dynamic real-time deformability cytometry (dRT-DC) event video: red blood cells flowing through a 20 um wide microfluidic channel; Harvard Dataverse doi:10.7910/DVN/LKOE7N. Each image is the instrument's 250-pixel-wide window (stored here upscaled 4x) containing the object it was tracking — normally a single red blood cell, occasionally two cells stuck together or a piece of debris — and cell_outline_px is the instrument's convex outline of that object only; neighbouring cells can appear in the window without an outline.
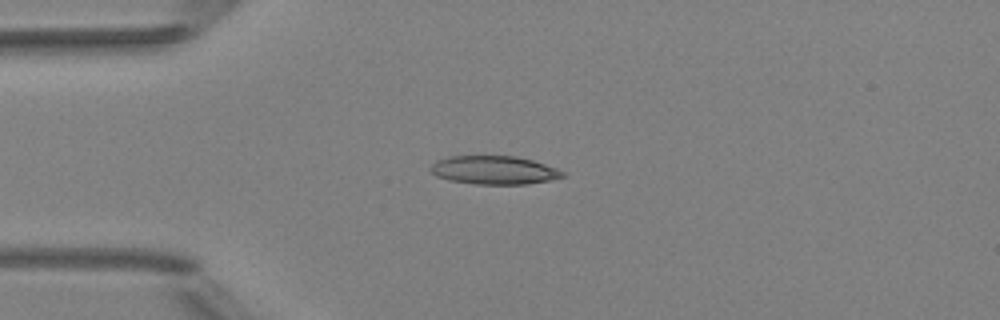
{"species": "Egyptian fruit bat (a non-hibernating species)", "species_latin": "Rousettus aegyptiacus", "temperature_condition": "room temperature", "stored_images_in_passage": 5, "camera_frame_rate_fps": 3000, "um_per_image_px": 0.085, "animal": {"sex": "female"}, "frame": {"image": 1, "passage_image": 3, "time_ms": 2.667, "image_size_px": [1000, 320], "cell_outline_px": [[564, 176], [548, 180], [528, 184], [476, 184], [448, 180], [436, 176], [428, 168], [436, 160], [448, 156], [516, 156], [532, 160], [556, 168], [564, 172]], "centroid_in_image_um": [41.94, 14.45], "position_along_channel_um": 43.1, "area_um2": 21.85}}
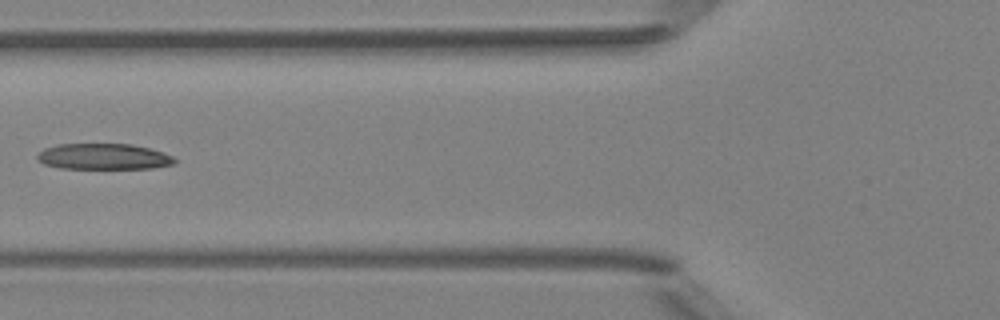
{"frame": {"image": 2, "passage_image": 5, "time_ms": 5.0, "image_size_px": [1000, 320], "cell_outline_px": [[176, 160], [172, 164], [152, 168], [60, 168], [44, 164], [36, 156], [44, 148], [56, 144], [132, 144], [164, 152], [172, 156]], "centroid_in_image_um": [8.8, 13.3], "position_along_channel_um": 117.0, "area_um2": 20.58}}